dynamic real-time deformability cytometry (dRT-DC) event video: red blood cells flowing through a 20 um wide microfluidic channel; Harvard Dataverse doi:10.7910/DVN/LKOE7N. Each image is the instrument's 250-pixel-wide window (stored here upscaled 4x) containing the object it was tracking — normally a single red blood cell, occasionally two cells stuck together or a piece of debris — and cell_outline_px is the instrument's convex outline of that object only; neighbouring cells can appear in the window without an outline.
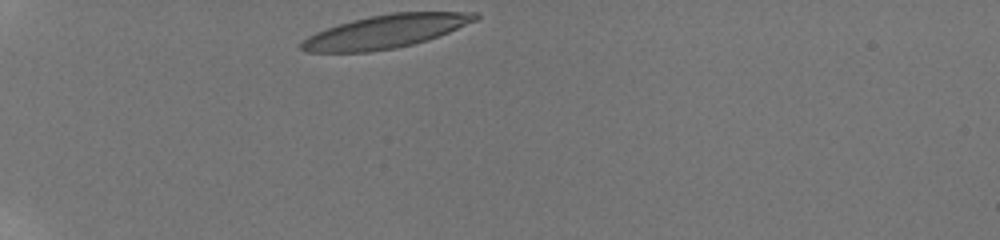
{"species": "human", "species_latin": "Homo sapiens", "temperature_condition": "room temperature", "stored_images_in_passage": 4, "camera_frame_rate_fps": 3000, "um_per_image_px": 0.085, "donor": {"sex": "male"}, "frame": {"image": 1, "passage_image": 1, "time_ms": 0.0, "image_size_px": [1000, 240], "cell_outline_px": [[480, 16], [476, 20], [440, 36], [412, 44], [396, 48], [368, 52], [304, 52], [300, 48], [300, 44], [308, 36], [316, 32], [352, 20], [392, 12], [480, 12]], "centroid_in_image_um": [32.8, 2.68], "position_along_channel_um": 52.2, "area_um2": 33.52}}